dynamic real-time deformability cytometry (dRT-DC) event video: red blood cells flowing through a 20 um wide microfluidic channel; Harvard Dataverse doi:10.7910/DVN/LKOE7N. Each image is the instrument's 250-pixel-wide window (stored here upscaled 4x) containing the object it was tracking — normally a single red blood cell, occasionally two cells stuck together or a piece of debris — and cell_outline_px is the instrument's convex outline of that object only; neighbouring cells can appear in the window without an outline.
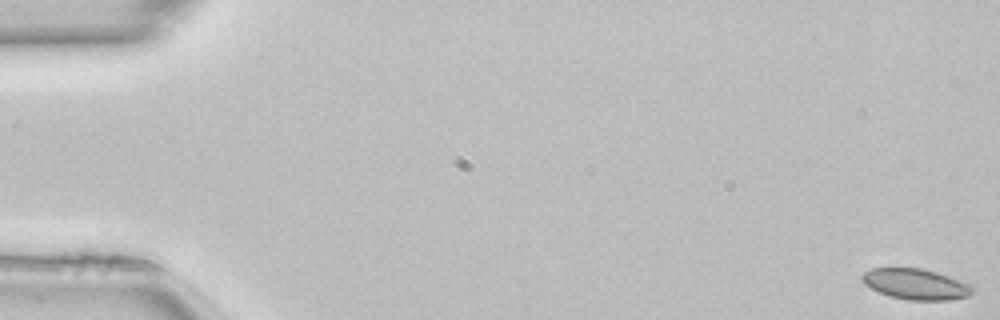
{"species": "common noctule bat (a hibernating species)", "species_latin": "Nyctalus noctula", "temperature_condition": "room temperature", "stored_images_in_passage": 51, "camera_frame_rate_fps": 3000, "um_per_image_px": 0.085, "animal": {"sex": "female", "body_mass_g": 22.7, "forearm_length_mm": 54.2}, "frame": {"image": 1, "passage_image": 1, "time_ms": 0.0, "image_size_px": [1000, 320], "cell_outline_px": [[976, 292], [968, 296], [948, 300], [908, 300], [888, 296], [864, 284], [860, 276], [864, 272], [872, 268], [924, 268], [972, 284], [976, 288]], "centroid_in_image_um": [77.88, 24.15], "position_along_channel_um": 7.1, "area_um2": 20.0}}
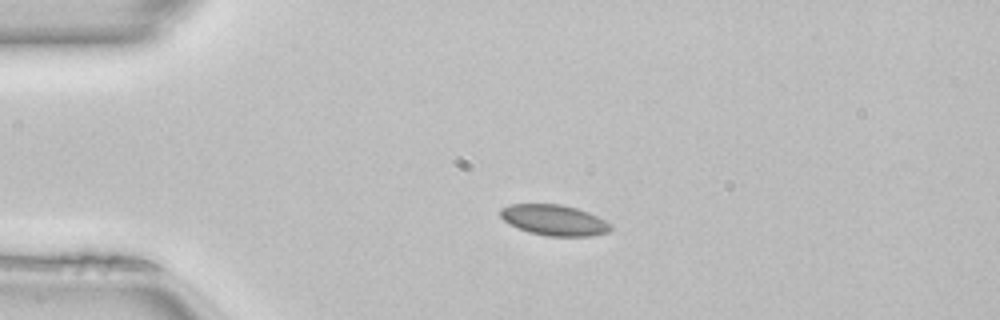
{"frame": {"image": 2, "passage_image": 12, "time_ms": 3.667, "image_size_px": [1000, 320], "cell_outline_px": [[612, 228], [608, 232], [588, 236], [548, 236], [528, 232], [508, 224], [500, 216], [500, 208], [512, 204], [560, 204], [576, 208], [588, 212], [612, 224]], "centroid_in_image_um": [47.08, 18.71], "position_along_channel_um": 37.9, "area_um2": 19.71}}
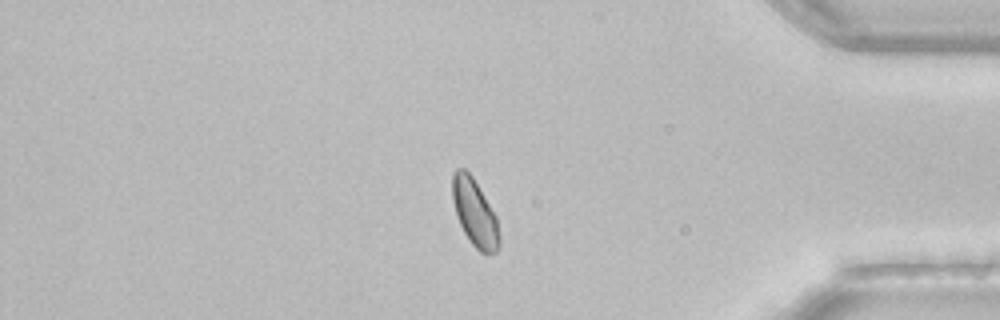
{"frame": {"image": 3, "passage_image": 43, "time_ms": 14.0, "image_size_px": [1000, 320], "cell_outline_px": [[500, 248], [496, 252], [480, 252], [468, 240], [456, 216], [452, 200], [452, 172], [456, 168], [464, 168], [472, 176], [496, 216], [500, 236]], "centroid_in_image_um": [40.34, 18.08], "position_along_channel_um": 394.9, "area_um2": 18.38}, "authors_computed_cell_mechanics": {"area_um2": 19.074, "velocity_mm_per_s": 4.0818, "shape_relaxation_time_tau1_ms": 3.7184, "shape_relaxation_time_tau2_ms": 2.4265, "deformation_change_tau1": 0.0639, "deformation_change_tau2": 0.0334}}